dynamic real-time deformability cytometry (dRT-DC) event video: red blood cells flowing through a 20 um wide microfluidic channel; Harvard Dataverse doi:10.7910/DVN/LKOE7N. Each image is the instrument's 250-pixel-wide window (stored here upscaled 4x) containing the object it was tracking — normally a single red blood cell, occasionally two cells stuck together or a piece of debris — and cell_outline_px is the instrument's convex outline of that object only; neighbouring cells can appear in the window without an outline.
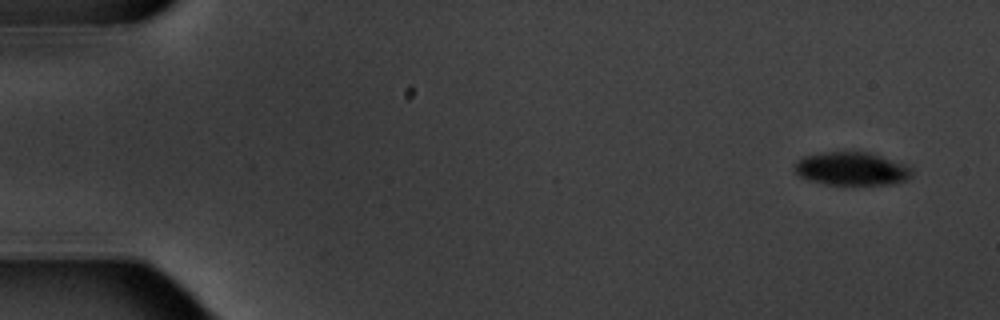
{"species": "common noctule bat (a hibernating species)", "species_latin": "Nyctalus noctula", "temperature_condition": "warm", "stored_images_in_passage": 5, "camera_frame_rate_fps": 3000, "um_per_image_px": 0.085, "animal": {"sex": "male", "body_mass_g": 20.1, "forearm_length_mm": 53.5}, "frame": {"image": 1, "passage_image": 1, "time_ms": 0.0, "image_size_px": [1000, 320], "cell_outline_px": [[912, 176], [908, 180], [892, 184], [824, 184], [800, 176], [792, 172], [792, 168], [796, 160], [804, 156], [820, 152], [872, 152], [904, 164], [912, 168]], "centroid_in_image_um": [72.37, 14.33], "position_along_channel_um": 12.6, "area_um2": 22.95}}
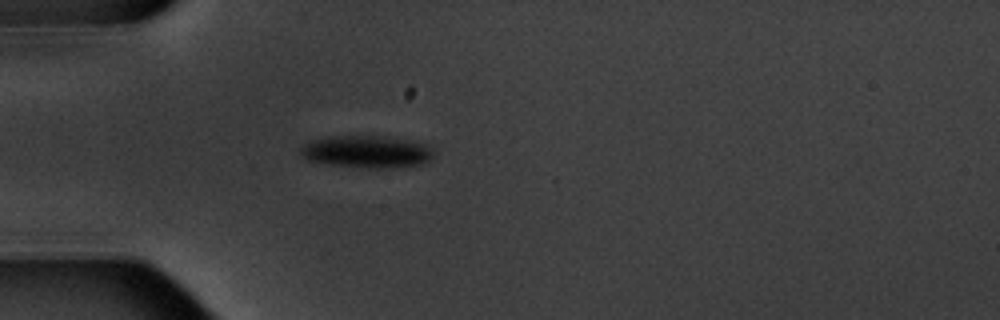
{"frame": {"image": 2, "passage_image": 5, "time_ms": 4.667, "image_size_px": [1000, 320], "cell_outline_px": [[432, 160], [424, 164], [392, 168], [364, 168], [328, 164], [308, 160], [300, 152], [300, 148], [304, 144], [312, 140], [328, 136], [384, 136], [424, 140], [432, 148]], "centroid_in_image_um": [31.28, 12.88], "position_along_channel_um": 53.7, "area_um2": 25.72}}